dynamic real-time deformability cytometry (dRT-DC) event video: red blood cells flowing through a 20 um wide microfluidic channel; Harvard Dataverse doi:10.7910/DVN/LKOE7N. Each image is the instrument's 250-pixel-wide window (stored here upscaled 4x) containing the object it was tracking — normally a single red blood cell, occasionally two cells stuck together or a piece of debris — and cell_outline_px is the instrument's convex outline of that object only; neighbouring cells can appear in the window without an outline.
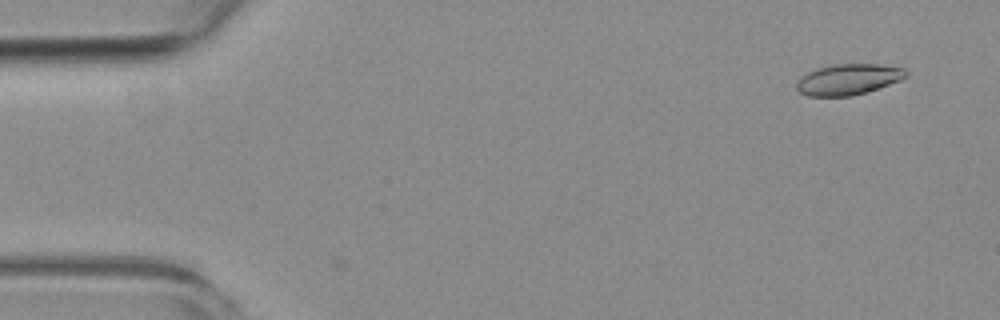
{"species": "common noctule bat (a hibernating species)", "species_latin": "Nyctalus noctula", "temperature_condition": "room temperature", "stored_images_in_passage": 9, "camera_frame_rate_fps": 3000, "um_per_image_px": 0.085, "animal": {"sex": "female", "body_mass_g": 19.3, "forearm_length_mm": 54.1}, "frame": {"image": 1, "passage_image": 1, "time_ms": 0.0, "image_size_px": [1000, 320], "cell_outline_px": [[908, 76], [900, 80], [864, 92], [848, 96], [808, 96], [800, 92], [796, 88], [796, 84], [800, 76], [816, 68], [832, 64], [880, 64], [904, 68], [908, 72]], "centroid_in_image_um": [72.08, 6.73], "position_along_channel_um": 12.9, "area_um2": 19.59}}
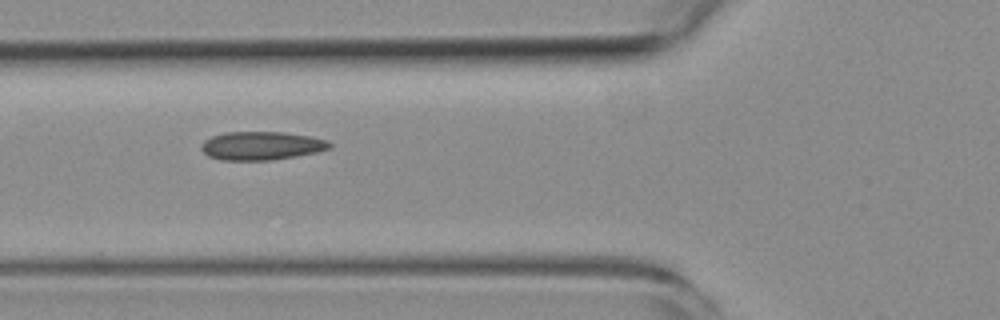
{"frame": {"image": 2, "passage_image": 6, "time_ms": 5.667, "image_size_px": [1000, 320], "cell_outline_px": [[332, 148], [316, 152], [296, 156], [272, 160], [220, 160], [208, 156], [200, 148], [200, 144], [204, 140], [212, 136], [224, 132], [284, 132], [308, 136], [328, 140], [332, 144]], "centroid_in_image_um": [22.21, 12.39], "position_along_channel_um": 103.6, "area_um2": 21.39}}
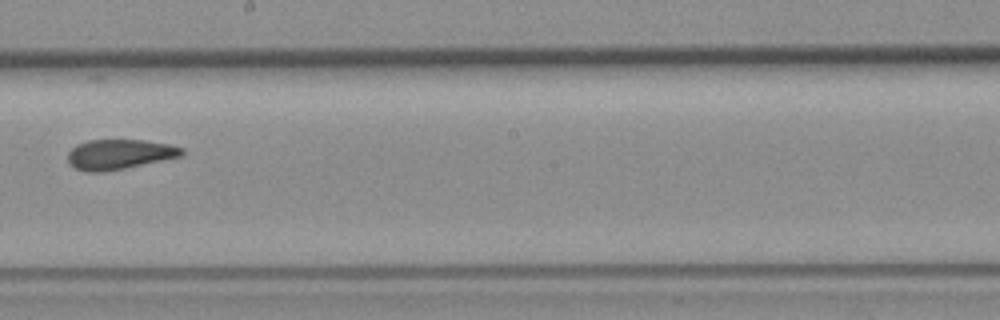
{"frame": {"image": 3, "passage_image": 9, "time_ms": 9.333, "image_size_px": [1000, 320], "cell_outline_px": [[184, 156], [104, 172], [84, 172], [68, 164], [68, 152], [76, 144], [88, 140], [144, 140], [168, 144], [184, 148]], "centroid_in_image_um": [10.14, 13.12], "position_along_channel_um": 238.1, "area_um2": 20.06}}